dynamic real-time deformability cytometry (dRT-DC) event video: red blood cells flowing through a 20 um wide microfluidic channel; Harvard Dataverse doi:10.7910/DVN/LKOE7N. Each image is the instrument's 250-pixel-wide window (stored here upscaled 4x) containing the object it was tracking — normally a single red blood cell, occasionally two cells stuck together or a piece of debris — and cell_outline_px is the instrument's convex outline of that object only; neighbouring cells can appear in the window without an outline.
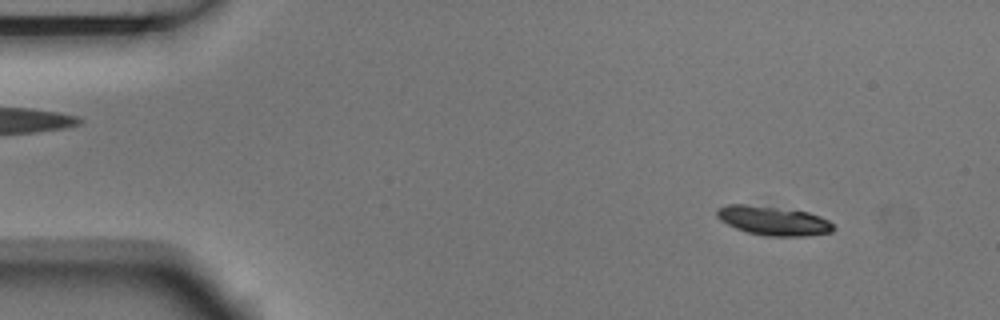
{"species": "Egyptian fruit bat (a non-hibernating species)", "species_latin": "Rousettus aegyptiacus", "temperature_condition": "room temperature", "stored_images_in_passage": 4, "camera_frame_rate_fps": 3000, "um_per_image_px": 0.085, "animal": {"sex": "male"}, "frame": {"image": 1, "passage_image": 1, "time_ms": 0.0, "image_size_px": [1000, 320], "cell_outline_px": [[836, 228], [832, 232], [808, 236], [764, 236], [748, 232], [736, 228], [720, 220], [716, 216], [716, 208], [728, 204], [744, 204], [808, 212], [820, 216], [828, 220]], "centroid_in_image_um": [65.73, 18.77], "position_along_channel_um": 19.3, "area_um2": 19.71}}
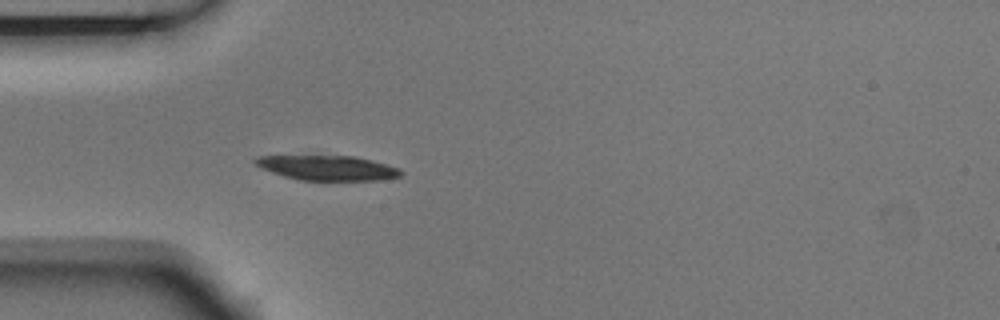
{"frame": {"image": 2, "passage_image": 4, "time_ms": 1.0, "image_size_px": [1000, 320], "cell_outline_px": [[404, 172], [400, 176], [380, 180], [300, 180], [284, 176], [260, 168], [252, 160], [256, 156], [352, 156], [372, 160], [400, 168]], "centroid_in_image_um": [27.84, 14.27], "position_along_channel_um": 57.2, "area_um2": 20.98}}